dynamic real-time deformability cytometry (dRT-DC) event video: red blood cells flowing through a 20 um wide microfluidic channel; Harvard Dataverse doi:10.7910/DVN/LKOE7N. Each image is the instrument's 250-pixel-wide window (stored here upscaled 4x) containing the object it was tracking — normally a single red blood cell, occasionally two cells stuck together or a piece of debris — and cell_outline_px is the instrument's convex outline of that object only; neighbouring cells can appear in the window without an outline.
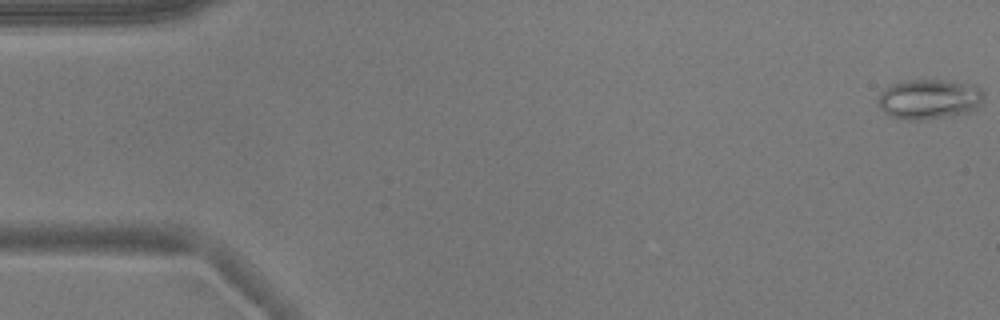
{"species": "common noctule bat (a hibernating species)", "species_latin": "Nyctalus noctula", "temperature_condition": "warm", "stored_images_in_passage": 4, "camera_frame_rate_fps": 3000, "um_per_image_px": 0.085, "animal": {"sex": "male", "body_mass_g": 17.9}, "frame": {"image": 1, "passage_image": 1, "time_ms": 0.0, "image_size_px": [1000, 320], "cell_outline_px": [[984, 100], [972, 112], [952, 116], [920, 120], [912, 120], [888, 116], [876, 104], [884, 88], [892, 84], [908, 80], [944, 80], [976, 84], [984, 92]], "centroid_in_image_um": [79.02, 8.43], "position_along_channel_um": 6.0, "area_um2": 25.03}}